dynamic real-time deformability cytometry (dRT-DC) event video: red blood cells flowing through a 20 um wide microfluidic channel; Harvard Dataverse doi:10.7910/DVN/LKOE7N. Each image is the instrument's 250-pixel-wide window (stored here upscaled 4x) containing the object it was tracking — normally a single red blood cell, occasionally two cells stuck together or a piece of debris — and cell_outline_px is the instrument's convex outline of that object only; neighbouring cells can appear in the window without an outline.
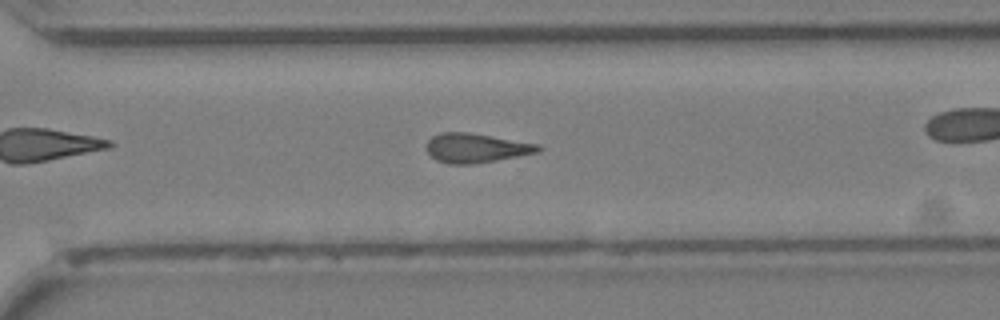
{"species": "Egyptian fruit bat (a non-hibernating species)", "species_latin": "Rousettus aegyptiacus", "temperature_condition": "cold", "stored_images_in_passage": 31, "camera_frame_rate_fps": 3000, "um_per_image_px": 0.085, "animal": {"sex": "female"}, "frame": {"image": 1, "passage_image": 18, "time_ms": 5.667, "image_size_px": [1000, 320], "cell_outline_px": [[544, 148], [536, 152], [496, 160], [472, 164], [448, 164], [436, 160], [428, 152], [428, 140], [432, 136], [440, 132], [468, 132], [540, 144]], "centroid_in_image_um": [40.46, 12.57], "position_along_channel_um": 330.1, "area_um2": 18.9}}
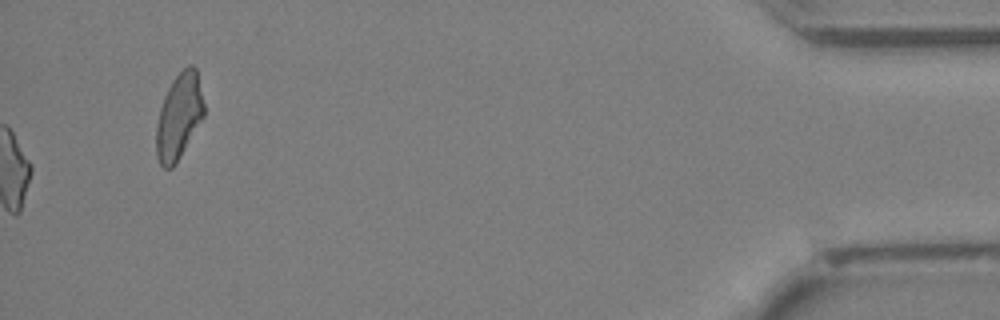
{"frame": {"image": 2, "passage_image": 31, "time_ms": 10.0, "image_size_px": [1000, 320], "cell_outline_px": [[204, 116], [176, 164], [172, 168], [164, 168], [160, 164], [156, 156], [156, 128], [160, 108], [164, 96], [172, 80], [188, 64], [192, 64], [196, 68], [204, 104]], "centroid_in_image_um": [15.21, 9.9], "position_along_channel_um": 420.0, "area_um2": 23.76}}